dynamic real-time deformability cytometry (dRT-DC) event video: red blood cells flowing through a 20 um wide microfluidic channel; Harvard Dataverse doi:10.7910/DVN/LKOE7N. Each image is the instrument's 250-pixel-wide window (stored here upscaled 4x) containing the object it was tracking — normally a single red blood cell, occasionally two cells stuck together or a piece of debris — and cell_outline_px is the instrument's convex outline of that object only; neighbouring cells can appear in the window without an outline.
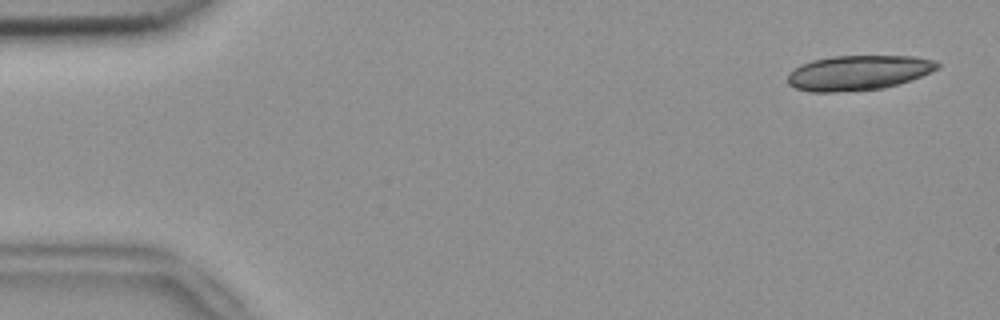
{"species": "common noctule bat (a hibernating species)", "species_latin": "Nyctalus noctula", "temperature_condition": "room temperature", "stored_images_in_passage": 3, "camera_frame_rate_fps": 3000, "um_per_image_px": 0.085, "animal": {"sex": "female", "body_mass_g": 18.4}, "frame": {"image": 1, "passage_image": 2, "time_ms": 0.333, "image_size_px": [1000, 320], "cell_outline_px": [[940, 68], [920, 76], [884, 88], [832, 92], [808, 92], [796, 88], [788, 84], [788, 72], [800, 64], [812, 60], [832, 56], [916, 56], [936, 60], [940, 64]], "centroid_in_image_um": [72.93, 6.17], "position_along_channel_um": 12.1, "area_um2": 30.46}}